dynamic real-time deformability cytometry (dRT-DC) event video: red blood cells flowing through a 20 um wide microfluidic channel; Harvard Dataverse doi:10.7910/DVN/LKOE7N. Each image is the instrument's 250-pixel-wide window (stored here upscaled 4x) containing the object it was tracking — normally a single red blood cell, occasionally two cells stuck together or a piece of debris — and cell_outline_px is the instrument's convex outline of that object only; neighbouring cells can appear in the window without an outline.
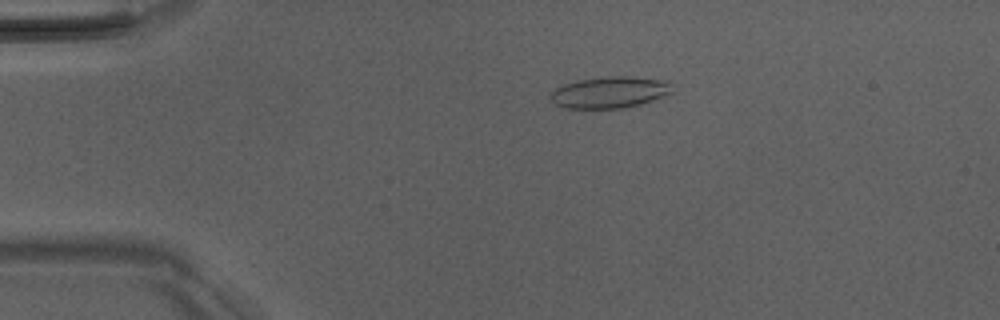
{"species": "Egyptian fruit bat (a non-hibernating species)", "species_latin": "Rousettus aegyptiacus", "temperature_condition": "room temperature", "stored_images_in_passage": 43, "camera_frame_rate_fps": 3000, "um_per_image_px": 0.085, "animal": {"sex": "male"}, "frame": {"image": 1, "passage_image": 3, "time_ms": 0.667, "image_size_px": [1000, 320], "cell_outline_px": [[672, 92], [652, 100], [640, 104], [624, 108], [564, 108], [556, 104], [548, 96], [556, 88], [564, 84], [576, 80], [604, 76], [632, 76], [668, 80], [672, 84]], "centroid_in_image_um": [51.83, 7.83], "position_along_channel_um": 33.2, "area_um2": 22.48}}
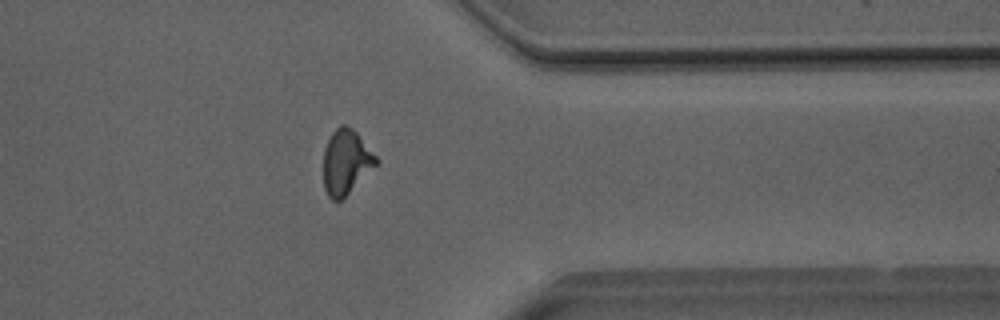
{"frame": {"image": 2, "passage_image": 33, "time_ms": 10.667, "image_size_px": [1000, 320], "cell_outline_px": [[380, 160], [340, 200], [332, 200], [328, 196], [324, 188], [324, 148], [332, 132], [340, 124], [344, 124], [352, 128], [356, 132]], "centroid_in_image_um": [29.39, 13.73], "position_along_channel_um": 382.0, "area_um2": 19.42}}
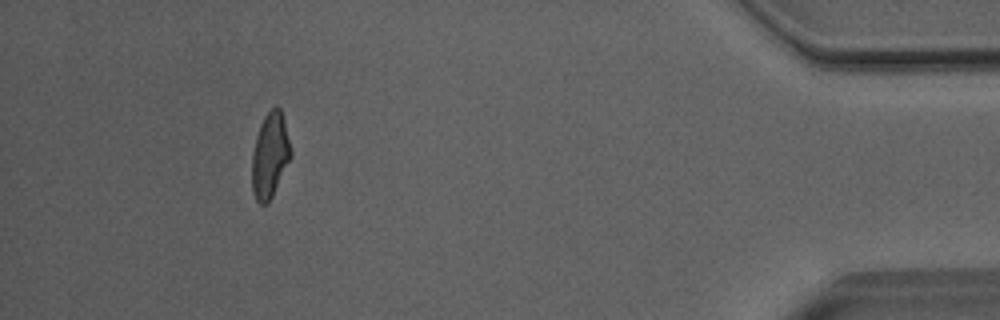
{"frame": {"image": 3, "passage_image": 39, "time_ms": 12.667, "image_size_px": [1000, 320], "cell_outline_px": [[292, 156], [268, 204], [260, 204], [256, 200], [252, 192], [252, 152], [256, 136], [260, 124], [264, 116], [276, 104], [280, 108], [284, 120], [292, 152]], "centroid_in_image_um": [22.94, 13.21], "position_along_channel_um": 412.3, "area_um2": 19.36}, "authors_computed_cell_mechanics": {"area_um2": 19.9988, "velocity_mm_per_s": 4.0907, "shape_relaxation_time_tau1_ms": null, "shape_relaxation_time_tau2_ms": 1.7501, "deformation_change_tau1": null, "deformation_change_tau2": 0.101}}